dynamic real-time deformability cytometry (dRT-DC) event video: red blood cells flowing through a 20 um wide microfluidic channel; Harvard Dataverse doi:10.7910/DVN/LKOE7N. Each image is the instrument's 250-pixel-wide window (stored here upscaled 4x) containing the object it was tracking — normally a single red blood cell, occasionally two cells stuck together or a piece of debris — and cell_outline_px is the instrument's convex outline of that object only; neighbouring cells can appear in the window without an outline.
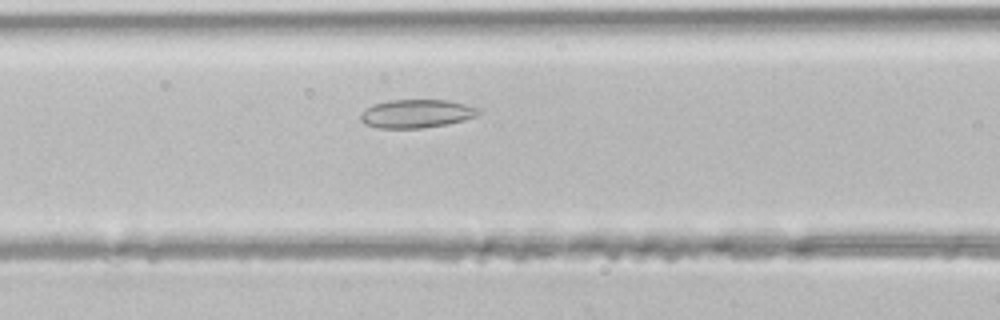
{"species": "common noctule bat (a hibernating species)", "species_latin": "Nyctalus noctula", "temperature_condition": "room temperature", "stored_images_in_passage": 32, "camera_frame_rate_fps": 3000, "um_per_image_px": 0.085, "animal": {"sex": "male", "body_mass_g": 21.5, "forearm_length_mm": 52.0}, "frame": {"image": 1, "passage_image": 7, "time_ms": 2.0, "image_size_px": [1000, 320], "cell_outline_px": [[480, 112], [476, 116], [464, 120], [448, 124], [420, 128], [380, 128], [364, 124], [360, 120], [360, 112], [364, 108], [372, 104], [388, 100], [448, 100], [480, 108]], "centroid_in_image_um": [35.36, 9.65], "position_along_channel_um": 131.2, "area_um2": 19.71}}
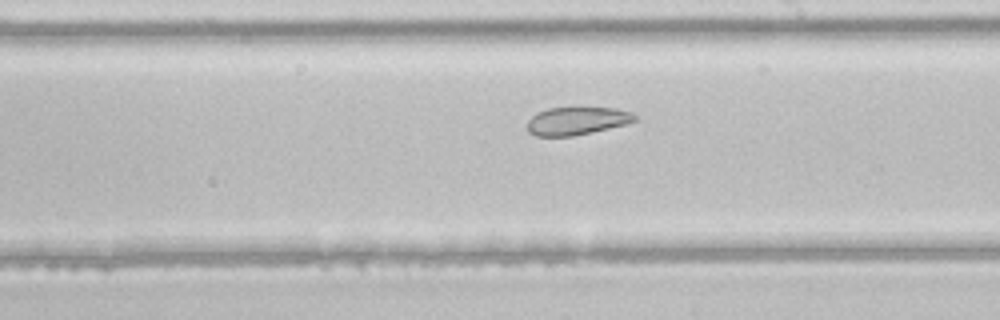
{"frame": {"image": 2, "passage_image": 14, "time_ms": 4.333, "image_size_px": [1000, 320], "cell_outline_px": [[636, 120], [628, 124], [592, 132], [572, 136], [536, 136], [528, 132], [528, 120], [536, 112], [548, 108], [576, 104], [616, 108], [632, 112], [636, 116]], "centroid_in_image_um": [49.05, 10.21], "position_along_channel_um": 239.9, "area_um2": 18.5}}
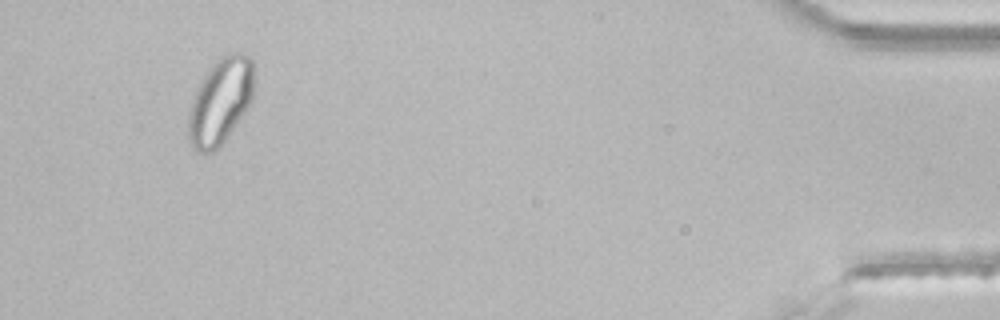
{"frame": {"image": 3, "passage_image": 30, "time_ms": 9.667, "image_size_px": [1000, 320], "cell_outline_px": [[252, 96], [244, 112], [220, 148], [212, 152], [196, 152], [192, 148], [188, 140], [188, 112], [192, 100], [204, 76], [216, 60], [224, 52], [240, 52], [248, 56], [252, 60]], "centroid_in_image_um": [18.69, 8.63], "position_along_channel_um": 416.5, "area_um2": 32.66}}